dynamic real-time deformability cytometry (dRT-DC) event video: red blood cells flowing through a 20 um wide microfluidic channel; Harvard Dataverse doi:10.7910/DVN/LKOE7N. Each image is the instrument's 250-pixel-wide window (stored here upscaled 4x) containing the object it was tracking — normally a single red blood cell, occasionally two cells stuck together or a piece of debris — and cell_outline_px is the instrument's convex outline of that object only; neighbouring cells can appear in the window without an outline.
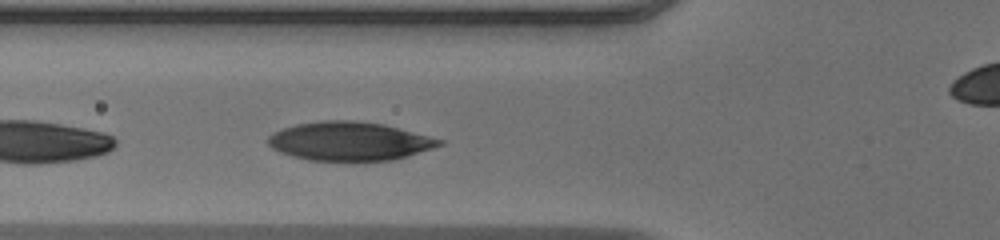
{"species": "human", "species_latin": "Homo sapiens", "temperature_condition": "warm", "stored_images_in_passage": 28, "camera_frame_rate_fps": 3000, "um_per_image_px": 0.085, "donor": {"sex": "male"}, "frame": {"image": 1, "passage_image": 5, "time_ms": 1.333, "image_size_px": [1000, 240], "cell_outline_px": [[444, 144], [408, 156], [392, 160], [308, 160], [292, 156], [280, 152], [272, 148], [268, 144], [268, 136], [272, 132], [296, 124], [324, 120], [356, 120], [384, 124], [444, 140]], "centroid_in_image_um": [29.69, 11.99], "position_along_channel_um": 96.1, "area_um2": 38.49}}
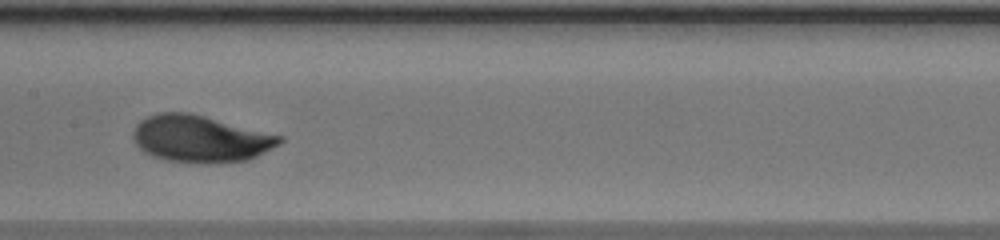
{"frame": {"image": 2, "passage_image": 12, "time_ms": 3.667, "image_size_px": [1000, 240], "cell_outline_px": [[284, 140], [280, 144], [248, 160], [220, 164], [200, 164], [168, 160], [152, 156], [144, 152], [136, 144], [132, 136], [132, 132], [136, 124], [140, 120], [156, 112], [192, 112], [284, 136]], "centroid_in_image_um": [17.04, 11.79], "position_along_channel_um": 190.4, "area_um2": 40.75}}
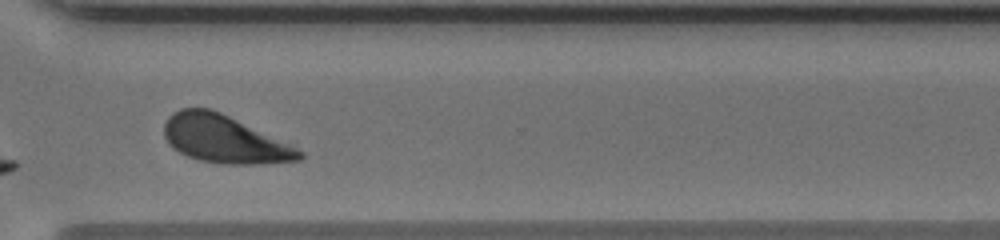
{"frame": {"image": 3, "passage_image": 24, "time_ms": 7.667, "image_size_px": [1000, 240], "cell_outline_px": [[304, 156], [300, 160], [260, 164], [220, 164], [200, 160], [188, 156], [172, 148], [168, 144], [164, 136], [164, 124], [168, 116], [172, 112], [180, 108], [208, 108], [220, 112], [292, 144], [304, 152]], "centroid_in_image_um": [19.07, 11.83], "position_along_channel_um": 351.5, "area_um2": 37.8}, "authors_computed_cell_mechanics": {"area_um2": 38.8994, "velocity_mm_per_s": 4.0276, "shape_relaxation_time_tau1_ms": 3.041, "shape_relaxation_time_tau2_ms": null, "deformation_change_tau1": 0.1645, "deformation_change_tau2": null}}